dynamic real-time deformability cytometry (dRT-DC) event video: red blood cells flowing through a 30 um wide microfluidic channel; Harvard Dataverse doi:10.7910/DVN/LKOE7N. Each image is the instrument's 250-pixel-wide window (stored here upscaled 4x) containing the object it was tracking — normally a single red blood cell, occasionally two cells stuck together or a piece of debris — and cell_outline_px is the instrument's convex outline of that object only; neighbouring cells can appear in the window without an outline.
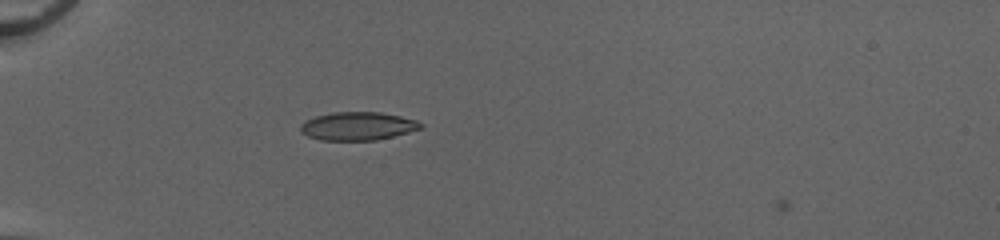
{"species": "common noctule bat (a hibernating species)", "species_latin": "Nyctalus noctula", "temperature_condition": "cold", "stored_images_in_passage": 13, "camera_frame_rate_fps": 3000, "um_per_image_px": 0.085, "animal": {"sex": "female", "body_mass_g": 20.0, "forearm_length_mm": 54.0}, "frame": {"image": 1, "passage_image": 12, "time_ms": 3.667, "image_size_px": [1000, 240], "cell_outline_px": [[424, 124], [420, 128], [408, 132], [376, 140], [320, 140], [308, 136], [300, 132], [300, 124], [304, 120], [316, 116], [332, 112], [380, 112], [400, 116], [416, 120]], "centroid_in_image_um": [30.36, 10.71], "position_along_channel_um": 54.6, "area_um2": 19.77}}